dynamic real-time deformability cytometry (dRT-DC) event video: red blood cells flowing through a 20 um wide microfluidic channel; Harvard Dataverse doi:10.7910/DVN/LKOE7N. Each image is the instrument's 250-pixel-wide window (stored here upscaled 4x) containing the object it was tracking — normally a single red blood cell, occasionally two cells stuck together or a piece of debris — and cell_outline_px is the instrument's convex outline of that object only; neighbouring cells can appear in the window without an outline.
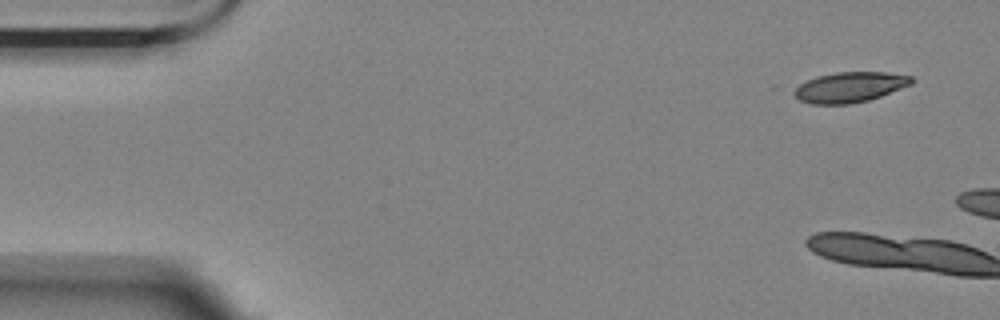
{"species": "Egyptian fruit bat (a non-hibernating species)", "species_latin": "Rousettus aegyptiacus", "temperature_condition": "room temperature", "stored_images_in_passage": 5, "camera_frame_rate_fps": 3000, "um_per_image_px": 0.085, "animal": {"sex": "female"}, "frame": {"image": 1, "passage_image": 1, "time_ms": 0.0, "image_size_px": [1000, 320], "cell_outline_px": [[912, 84], [880, 96], [868, 100], [852, 104], [812, 104], [800, 100], [792, 92], [792, 88], [816, 76], [836, 72], [884, 72], [912, 76]], "centroid_in_image_um": [72.2, 7.41], "position_along_channel_um": 12.8, "area_um2": 20.69}}